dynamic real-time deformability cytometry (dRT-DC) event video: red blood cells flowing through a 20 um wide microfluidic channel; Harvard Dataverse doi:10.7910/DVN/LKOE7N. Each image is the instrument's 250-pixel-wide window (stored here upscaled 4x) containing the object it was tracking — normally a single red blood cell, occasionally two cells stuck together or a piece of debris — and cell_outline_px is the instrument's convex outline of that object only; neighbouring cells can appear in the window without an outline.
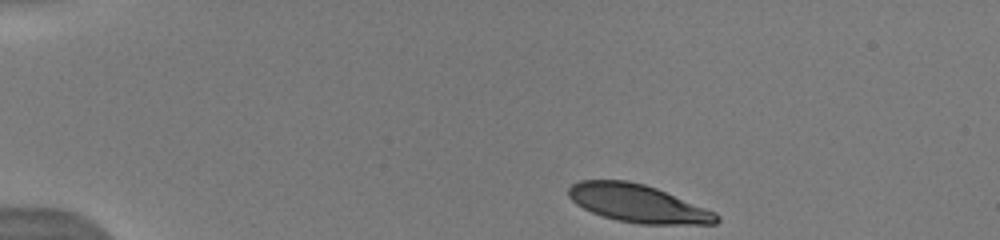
{"species": "human", "species_latin": "Homo sapiens", "temperature_condition": "warm", "stored_images_in_passage": 15, "camera_frame_rate_fps": 3000, "um_per_image_px": 0.085, "donor": {"sex": "male"}, "frame": {"image": 1, "passage_image": 1, "time_ms": 0.0, "image_size_px": [1000, 240], "cell_outline_px": [[720, 220], [716, 224], [640, 224], [616, 220], [592, 212], [576, 204], [568, 196], [568, 188], [572, 184], [580, 180], [628, 180], [644, 184], [656, 188], [716, 212], [720, 216]], "centroid_in_image_um": [54.23, 17.29], "position_along_channel_um": 30.8, "area_um2": 32.6}}
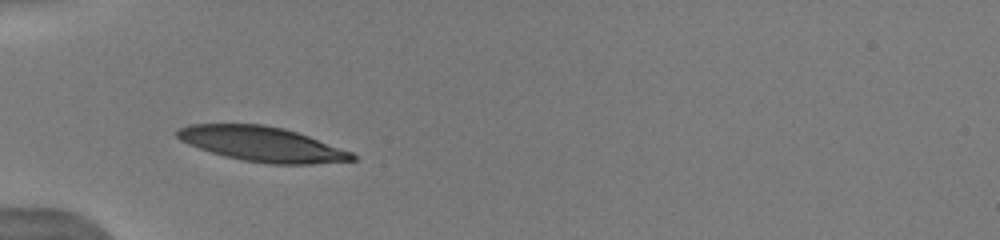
{"frame": {"image": 2, "passage_image": 8, "time_ms": 2.667, "image_size_px": [1000, 240], "cell_outline_px": [[356, 160], [312, 164], [268, 164], [244, 160], [224, 156], [188, 144], [180, 140], [176, 136], [176, 128], [188, 124], [264, 124], [284, 128], [308, 136], [352, 152], [356, 156]], "centroid_in_image_um": [22.25, 12.24], "position_along_channel_um": 62.8, "area_um2": 35.43}}